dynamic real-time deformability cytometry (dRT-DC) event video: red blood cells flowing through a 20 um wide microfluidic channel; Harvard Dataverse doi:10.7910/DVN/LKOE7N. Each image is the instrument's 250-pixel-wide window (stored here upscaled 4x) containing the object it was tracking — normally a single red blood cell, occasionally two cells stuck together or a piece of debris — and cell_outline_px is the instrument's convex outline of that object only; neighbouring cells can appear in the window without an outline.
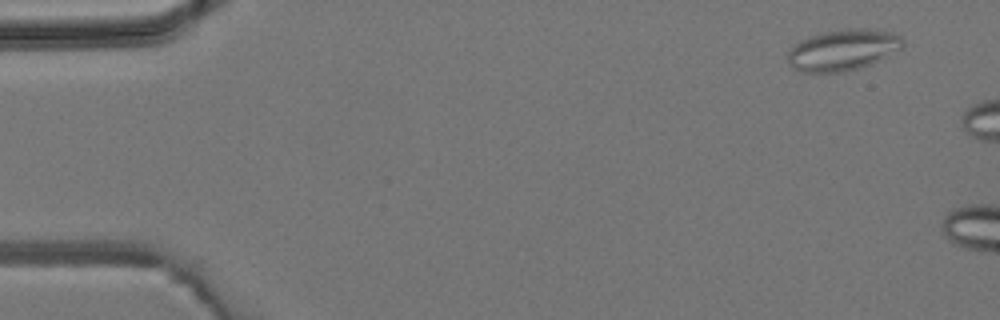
{"species": "common noctule bat (a hibernating species)", "species_latin": "Nyctalus noctula", "temperature_condition": "room temperature", "stored_images_in_passage": 2, "camera_frame_rate_fps": 3000, "um_per_image_px": 0.085, "animal": {"sex": "male", "body_mass_g": 19.2, "forearm_length_mm": 51.8}, "frame": {"image": 1, "passage_image": 1, "time_ms": 0.0, "image_size_px": [1000, 320], "cell_outline_px": [[904, 44], [900, 48], [888, 56], [880, 60], [860, 68], [844, 72], [800, 72], [792, 68], [788, 60], [788, 52], [792, 44], [808, 36], [820, 32], [848, 28], [868, 28], [892, 32], [900, 36], [904, 40]], "centroid_in_image_um": [71.62, 4.23], "position_along_channel_um": 13.4, "area_um2": 27.98}}